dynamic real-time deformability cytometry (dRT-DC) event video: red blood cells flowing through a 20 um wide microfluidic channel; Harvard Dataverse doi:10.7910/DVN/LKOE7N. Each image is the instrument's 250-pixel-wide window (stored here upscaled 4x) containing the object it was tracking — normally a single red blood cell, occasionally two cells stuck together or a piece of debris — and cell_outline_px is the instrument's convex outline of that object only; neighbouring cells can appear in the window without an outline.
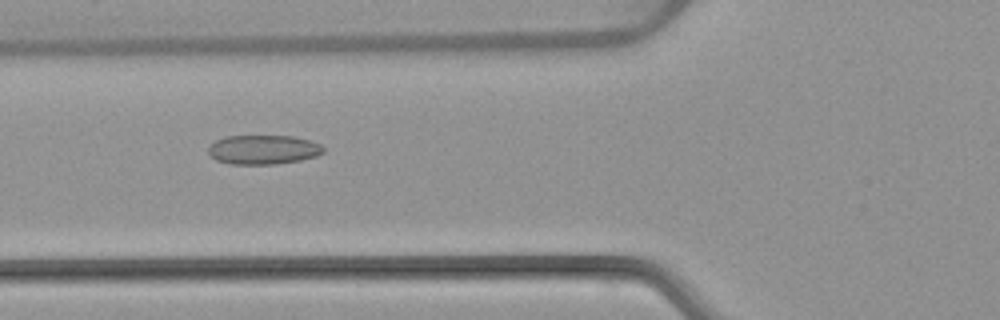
{"species": "common noctule bat (a hibernating species)", "species_latin": "Nyctalus noctula", "temperature_condition": "warm", "stored_images_in_passage": 53, "camera_frame_rate_fps": 3000, "um_per_image_px": 0.085, "animal": {"sex": "female", "body_mass_g": 22.7, "forearm_length_mm": 54.2}, "frame": {"image": 1, "passage_image": 20, "time_ms": 6.333, "image_size_px": [1000, 320], "cell_outline_px": [[324, 152], [316, 156], [300, 160], [276, 164], [228, 164], [216, 160], [208, 152], [208, 148], [216, 140], [228, 136], [292, 136], [308, 140], [320, 144], [324, 148]], "centroid_in_image_um": [22.38, 12.72], "position_along_channel_um": 103.4, "area_um2": 19.54}}
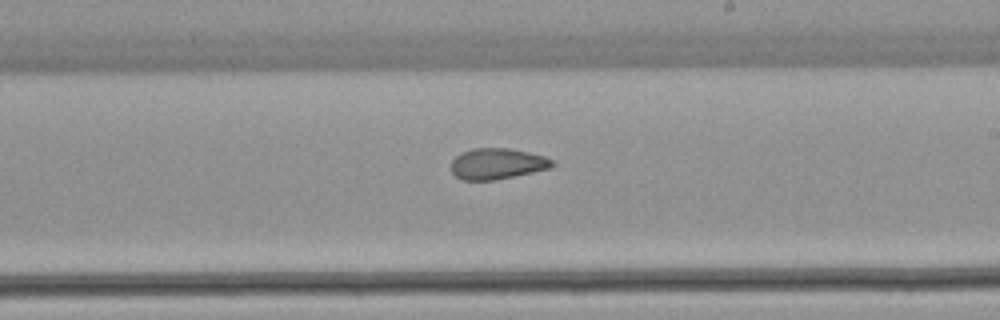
{"frame": {"image": 2, "passage_image": 31, "time_ms": 10.0, "image_size_px": [1000, 320], "cell_outline_px": [[556, 164], [552, 168], [492, 180], [460, 180], [452, 172], [452, 160], [460, 152], [472, 148], [508, 148], [528, 152], [544, 156], [552, 160]], "centroid_in_image_um": [42.25, 13.91], "position_along_channel_um": 246.7, "area_um2": 18.21}}
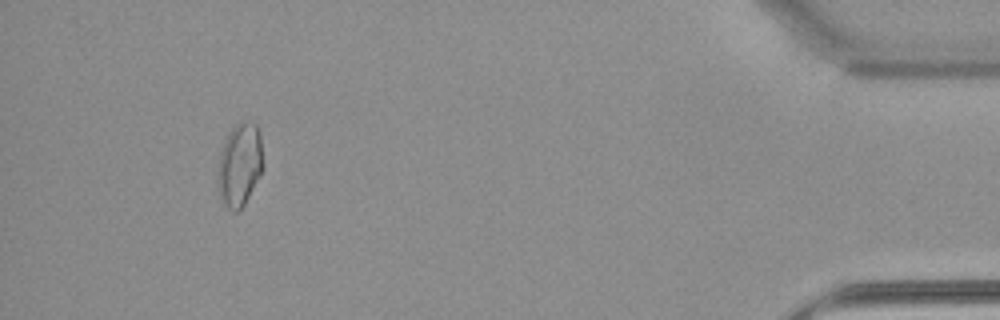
{"frame": {"image": 3, "passage_image": 49, "time_ms": 16.0, "image_size_px": [1000, 320], "cell_outline_px": [[264, 168], [244, 204], [236, 212], [232, 212], [224, 204], [220, 196], [216, 180], [216, 176], [220, 152], [224, 140], [228, 132], [240, 120], [252, 120], [256, 124], [260, 132], [264, 164]], "centroid_in_image_um": [20.37, 13.95], "position_along_channel_um": 414.8, "area_um2": 22.54}, "authors_computed_cell_mechanics": {"area_um2": 20.1144, "velocity_mm_per_s": 3.9046, "shape_relaxation_time_tau1_ms": null, "shape_relaxation_time_tau2_ms": 1.7674, "deformation_change_tau1": null, "deformation_change_tau2": 0.0579}}